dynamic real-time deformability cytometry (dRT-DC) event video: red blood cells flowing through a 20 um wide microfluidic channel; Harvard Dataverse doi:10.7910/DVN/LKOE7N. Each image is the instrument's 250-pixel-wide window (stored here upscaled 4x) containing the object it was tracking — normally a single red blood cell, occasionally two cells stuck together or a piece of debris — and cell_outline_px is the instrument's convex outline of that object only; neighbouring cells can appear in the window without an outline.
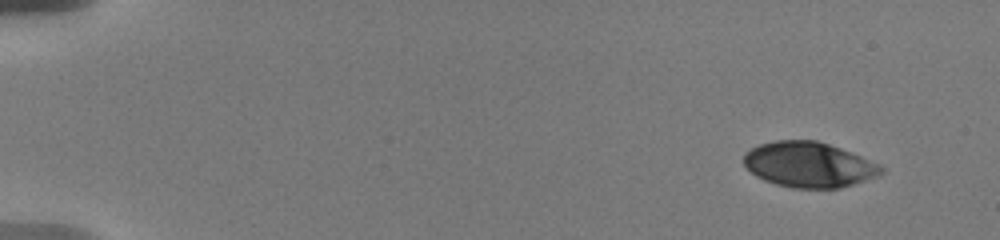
{"species": "human", "species_latin": "Homo sapiens", "temperature_condition": "warm", "stored_images_in_passage": 10, "camera_frame_rate_fps": 3000, "um_per_image_px": 0.085, "donor": {"sex": "male"}, "frame": {"image": 1, "passage_image": 1, "time_ms": 0.0, "image_size_px": [1000, 240], "cell_outline_px": [[884, 172], [876, 176], [840, 188], [792, 188], [776, 184], [764, 180], [756, 176], [744, 164], [744, 152], [760, 144], [776, 140], [816, 140], [840, 148], [880, 164], [884, 168]], "centroid_in_image_um": [68.74, 13.99], "position_along_channel_um": 16.3, "area_um2": 36.07}}
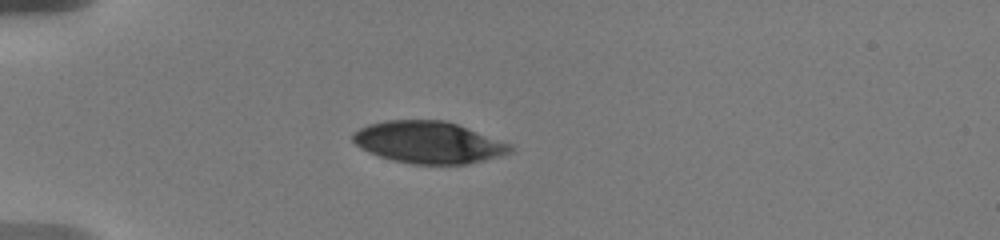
{"frame": {"image": 2, "passage_image": 6, "time_ms": 4.0, "image_size_px": [1000, 240], "cell_outline_px": [[512, 152], [500, 156], [468, 164], [412, 164], [392, 160], [368, 152], [360, 148], [352, 140], [352, 132], [368, 124], [384, 120], [444, 120], [468, 128], [512, 144]], "centroid_in_image_um": [36.41, 12.1], "position_along_channel_um": 48.6, "area_um2": 38.49}}
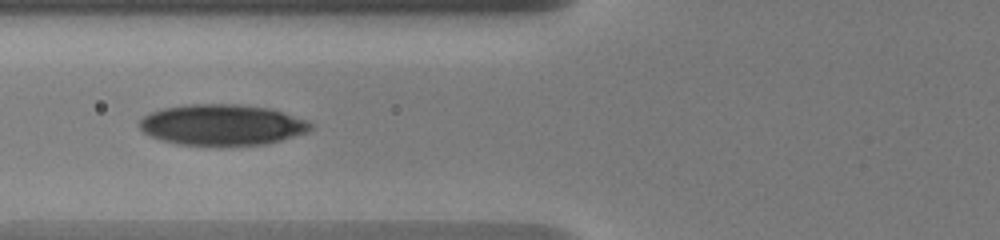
{"frame": {"image": 3, "passage_image": 9, "time_ms": 6.333, "image_size_px": [1000, 240], "cell_outline_px": [[316, 124], [308, 132], [280, 140], [264, 144], [220, 148], [180, 144], [160, 140], [144, 132], [136, 124], [144, 116], [152, 112], [164, 108], [188, 104], [240, 104], [272, 108], [308, 120]], "centroid_in_image_um": [18.91, 10.64], "position_along_channel_um": 106.9, "area_um2": 41.85}}